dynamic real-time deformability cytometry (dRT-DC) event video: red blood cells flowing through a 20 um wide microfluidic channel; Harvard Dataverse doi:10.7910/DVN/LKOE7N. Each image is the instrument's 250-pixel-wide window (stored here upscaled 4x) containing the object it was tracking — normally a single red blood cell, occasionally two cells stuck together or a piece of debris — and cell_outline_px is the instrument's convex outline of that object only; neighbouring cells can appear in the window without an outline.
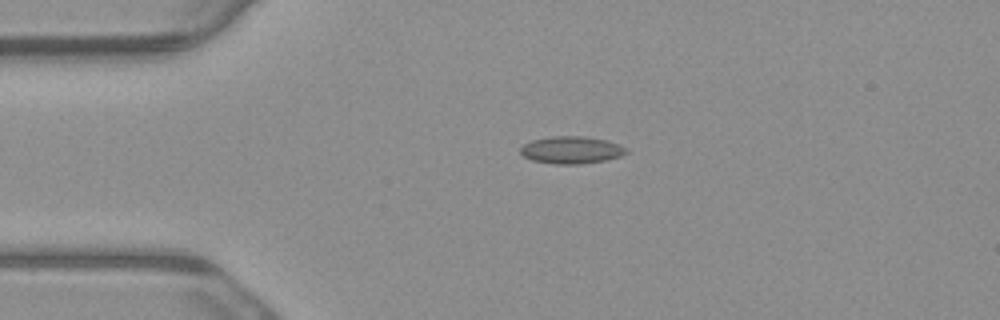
{"species": "common noctule bat (a hibernating species)", "species_latin": "Nyctalus noctula", "temperature_condition": "warm", "stored_images_in_passage": 4, "camera_frame_rate_fps": 3000, "um_per_image_px": 0.085, "animal": {"sex": "male", "body_mass_g": 23.1, "forearm_length_mm": 52.7}, "frame": {"image": 1, "passage_image": 3, "time_ms": 0.667, "image_size_px": [1000, 320], "cell_outline_px": [[628, 152], [620, 156], [604, 160], [580, 164], [556, 164], [532, 160], [524, 156], [520, 152], [520, 148], [524, 144], [532, 140], [552, 136], [584, 136], [608, 140], [620, 144], [628, 148]], "centroid_in_image_um": [48.6, 12.74], "position_along_channel_um": 36.4, "area_um2": 16.88}}